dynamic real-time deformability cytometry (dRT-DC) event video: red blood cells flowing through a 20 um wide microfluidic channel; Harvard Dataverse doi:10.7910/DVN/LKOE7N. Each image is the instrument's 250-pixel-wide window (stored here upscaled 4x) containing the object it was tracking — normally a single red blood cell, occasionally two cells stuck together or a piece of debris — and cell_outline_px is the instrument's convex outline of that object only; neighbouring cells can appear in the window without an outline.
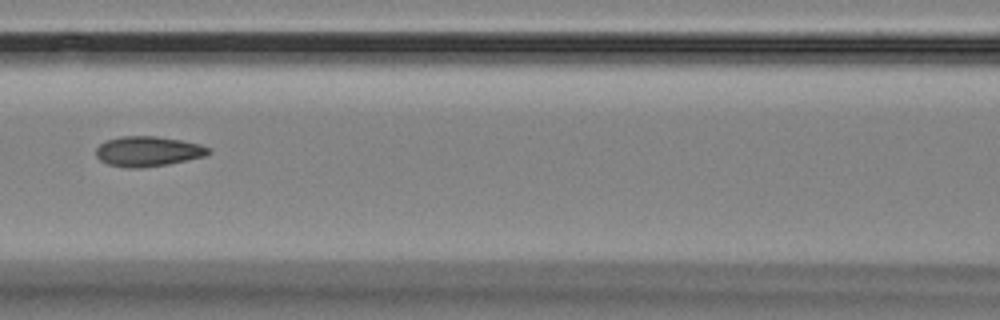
{"species": "Egyptian fruit bat (a non-hibernating species)", "species_latin": "Rousettus aegyptiacus", "temperature_condition": "room temperature", "stored_images_in_passage": 9, "camera_frame_rate_fps": 3000, "um_per_image_px": 0.085, "animal": {"sex": "female"}, "frame": {"image": 1, "passage_image": 7, "time_ms": 7.333, "image_size_px": [1000, 320], "cell_outline_px": [[212, 152], [204, 156], [168, 164], [140, 168], [128, 168], [108, 164], [100, 160], [96, 156], [96, 148], [100, 144], [108, 140], [120, 136], [156, 136], [180, 140], [200, 144], [212, 148]], "centroid_in_image_um": [12.59, 12.86], "position_along_channel_um": 154.0, "area_um2": 19.71}}